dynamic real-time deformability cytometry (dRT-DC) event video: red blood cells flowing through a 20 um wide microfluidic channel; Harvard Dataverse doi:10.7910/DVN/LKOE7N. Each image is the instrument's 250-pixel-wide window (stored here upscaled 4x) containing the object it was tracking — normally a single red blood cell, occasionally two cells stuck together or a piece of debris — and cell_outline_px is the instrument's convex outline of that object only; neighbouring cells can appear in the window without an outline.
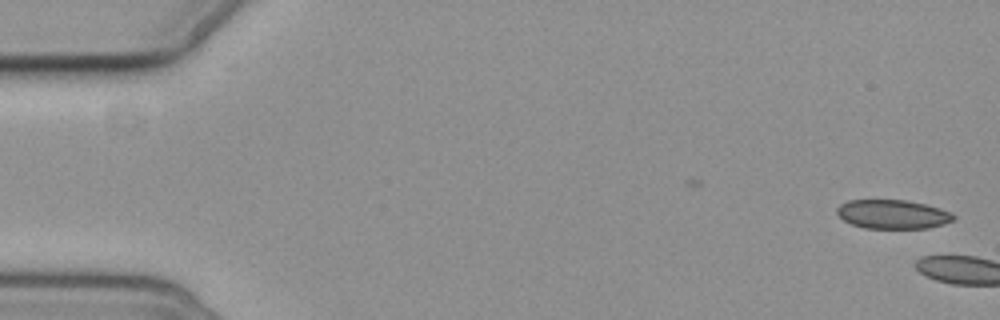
{"species": "common noctule bat (a hibernating species)", "species_latin": "Nyctalus noctula", "temperature_condition": "cold", "stored_images_in_passage": 2, "camera_frame_rate_fps": 3000, "um_per_image_px": 0.085, "animal": {"sex": "female", "body_mass_g": 19.3, "forearm_length_mm": 54.1}, "frame": {"image": 1, "passage_image": 2, "time_ms": 1.0, "image_size_px": [1000, 320], "cell_outline_px": [[956, 220], [944, 224], [928, 228], [864, 228], [852, 224], [844, 220], [836, 212], [836, 208], [840, 204], [848, 200], [908, 200], [940, 208], [952, 212], [956, 216]], "centroid_in_image_um": [75.91, 18.21], "position_along_channel_um": 9.1, "area_um2": 19.83}}